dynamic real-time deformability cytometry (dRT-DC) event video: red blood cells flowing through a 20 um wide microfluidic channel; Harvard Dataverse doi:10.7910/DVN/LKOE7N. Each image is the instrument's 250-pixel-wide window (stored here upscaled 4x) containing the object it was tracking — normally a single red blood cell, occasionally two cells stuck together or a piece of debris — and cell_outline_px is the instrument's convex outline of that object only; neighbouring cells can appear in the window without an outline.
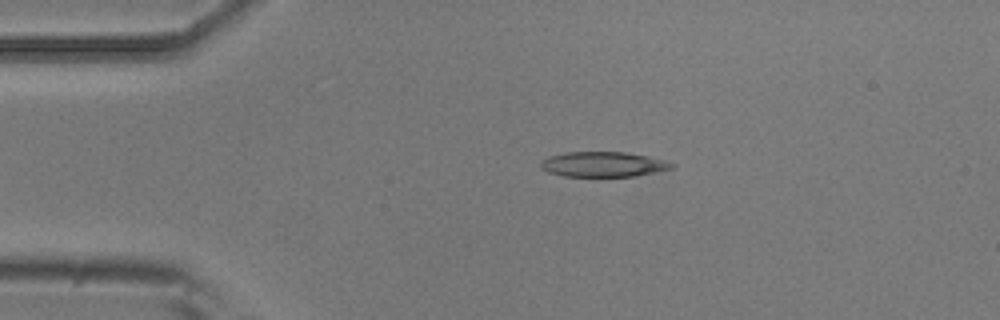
{"species": "common noctule bat (a hibernating species)", "species_latin": "Nyctalus noctula", "temperature_condition": "room temperature", "stored_images_in_passage": 3, "camera_frame_rate_fps": 3000, "um_per_image_px": 0.085, "animal": {"sex": "male", "body_mass_g": 20.5, "forearm_length_mm": 52.5}, "frame": {"image": 1, "passage_image": 2, "time_ms": 1.333, "image_size_px": [1000, 320], "cell_outline_px": [[676, 168], [636, 176], [564, 176], [548, 172], [540, 164], [548, 156], [568, 152], [624, 152], [648, 156], [664, 160], [676, 164]], "centroid_in_image_um": [51.35, 13.97], "position_along_channel_um": 33.7, "area_um2": 19.07}}